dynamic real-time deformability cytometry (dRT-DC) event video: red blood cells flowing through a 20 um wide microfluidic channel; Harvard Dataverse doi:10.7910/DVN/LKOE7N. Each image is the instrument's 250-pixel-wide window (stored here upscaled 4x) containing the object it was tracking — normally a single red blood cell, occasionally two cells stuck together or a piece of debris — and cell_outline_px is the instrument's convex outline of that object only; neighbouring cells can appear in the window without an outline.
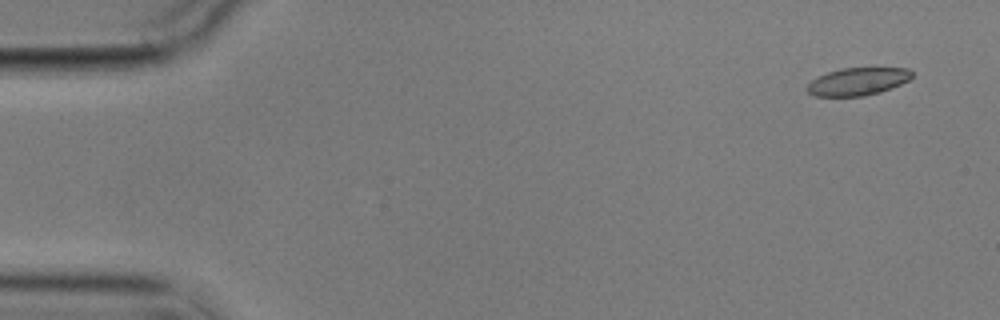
{"species": "common noctule bat (a hibernating species)", "species_latin": "Nyctalus noctula", "temperature_condition": "cold", "stored_images_in_passage": 4, "camera_frame_rate_fps": 3000, "um_per_image_px": 0.085, "animal": {"sex": "male", "body_mass_g": 17.9}, "frame": {"image": 1, "passage_image": 1, "time_ms": 0.0, "image_size_px": [1000, 320], "cell_outline_px": [[912, 76], [908, 80], [900, 84], [880, 92], [864, 96], [816, 96], [808, 92], [804, 88], [812, 80], [828, 72], [844, 68], [908, 68], [912, 72]], "centroid_in_image_um": [72.89, 6.93], "position_along_channel_um": 12.1, "area_um2": 16.7}}